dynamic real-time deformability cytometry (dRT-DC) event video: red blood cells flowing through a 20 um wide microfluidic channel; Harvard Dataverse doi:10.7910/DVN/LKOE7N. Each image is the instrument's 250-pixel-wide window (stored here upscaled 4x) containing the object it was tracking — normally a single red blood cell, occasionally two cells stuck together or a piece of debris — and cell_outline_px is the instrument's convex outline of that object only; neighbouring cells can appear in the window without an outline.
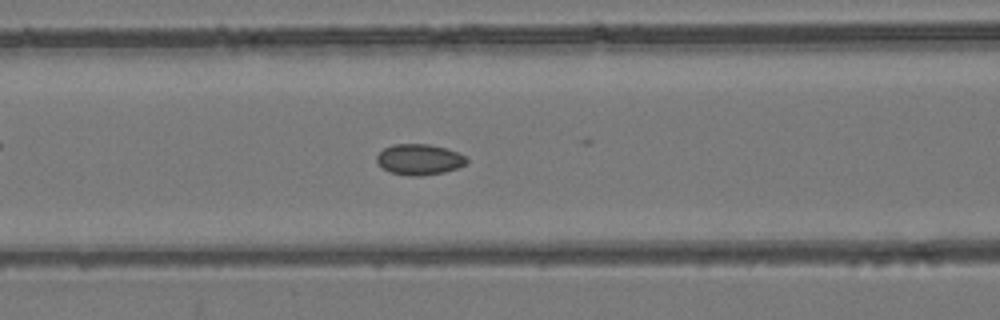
{"species": "common noctule bat (a hibernating species)", "species_latin": "Nyctalus noctula", "temperature_condition": "room temperature", "stored_images_in_passage": 43, "camera_frame_rate_fps": 3000, "um_per_image_px": 0.085, "animal": {"sex": "female", "body_mass_g": 24.6, "forearm_length_mm": 56.2}, "frame": {"image": 1, "passage_image": 24, "time_ms": 7.667, "image_size_px": [1000, 320], "cell_outline_px": [[468, 160], [464, 164], [456, 168], [444, 172], [420, 176], [408, 176], [388, 172], [376, 160], [376, 156], [384, 148], [392, 144], [428, 144], [444, 148], [456, 152], [464, 156]], "centroid_in_image_um": [35.6, 13.56], "position_along_channel_um": 131.0, "area_um2": 15.95}}
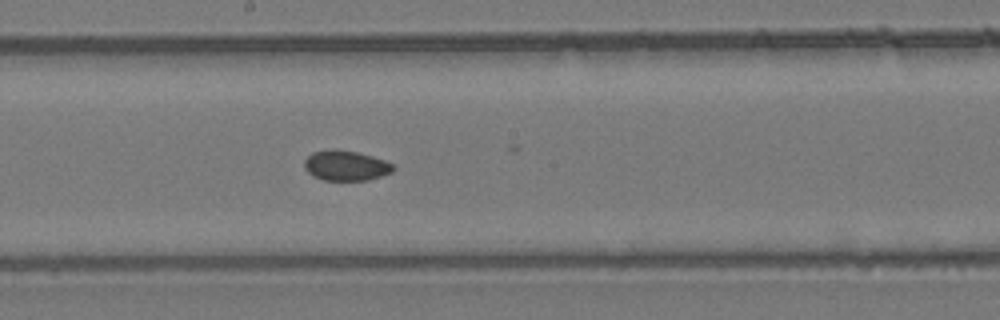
{"frame": {"image": 2, "passage_image": 31, "time_ms": 10.0, "image_size_px": [1000, 320], "cell_outline_px": [[396, 168], [392, 172], [368, 180], [324, 180], [312, 176], [304, 168], [304, 160], [312, 152], [332, 148], [356, 152], [372, 156], [396, 164]], "centroid_in_image_um": [29.4, 14.07], "position_along_channel_um": 218.8, "area_um2": 15.78}}
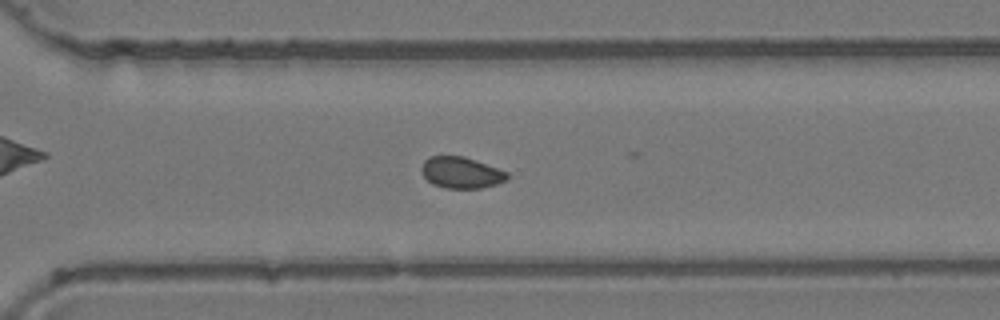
{"frame": {"image": 3, "passage_image": 40, "time_ms": 13.0, "image_size_px": [1000, 320], "cell_outline_px": [[508, 180], [496, 184], [480, 188], [444, 188], [432, 184], [424, 176], [420, 168], [424, 160], [428, 156], [464, 156], [476, 160], [508, 172]], "centroid_in_image_um": [39.19, 14.67], "position_along_channel_um": 331.4, "area_um2": 15.72}}